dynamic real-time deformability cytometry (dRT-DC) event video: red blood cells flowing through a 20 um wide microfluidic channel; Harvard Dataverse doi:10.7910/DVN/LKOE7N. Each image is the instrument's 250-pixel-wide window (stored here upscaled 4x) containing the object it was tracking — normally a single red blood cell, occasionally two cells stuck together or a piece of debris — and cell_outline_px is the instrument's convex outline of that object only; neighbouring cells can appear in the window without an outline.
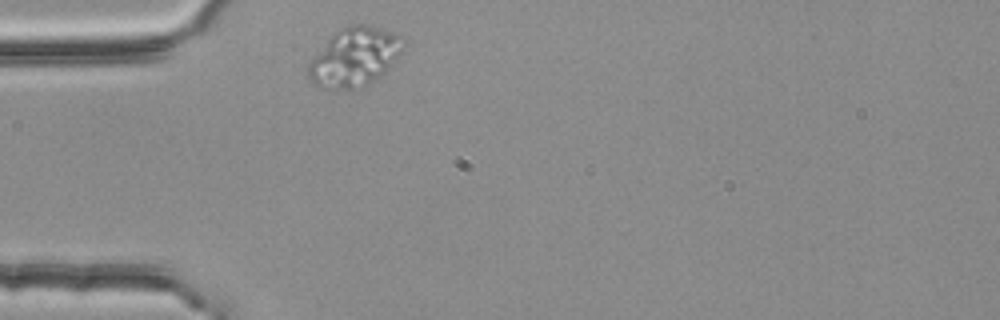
{"species": "common noctule bat (a hibernating species)", "species_latin": "Nyctalus noctula", "temperature_condition": "room temperature", "stored_images_in_passage": 44, "camera_frame_rate_fps": 3000, "um_per_image_px": 0.085, "animal": {"sex": "female", "body_mass_g": 25.1}, "frame": {"image": 1, "passage_image": 1, "time_ms": 0.0, "image_size_px": [1000, 320], "cell_outline_px": [[404, 48], [396, 60], [380, 76], [372, 80], [352, 88], [320, 88], [308, 76], [308, 64], [328, 40], [336, 32], [344, 28], [356, 24], [368, 24], [384, 28], [404, 36]], "centroid_in_image_um": [30.19, 4.8], "position_along_channel_um": 54.8, "area_um2": 31.79}}
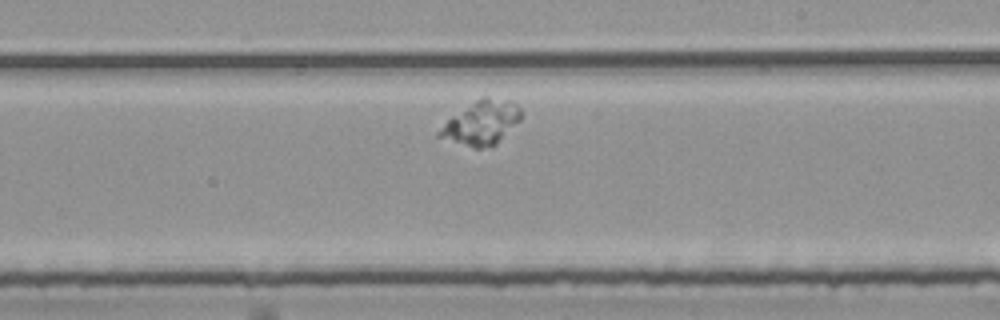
{"frame": {"image": 2, "passage_image": 19, "time_ms": 6.0, "image_size_px": [1000, 320], "cell_outline_px": [[520, 120], [496, 144], [480, 148], [472, 148], [436, 136], [436, 132], [452, 116], [480, 96], [484, 96], [512, 100], [520, 108]], "centroid_in_image_um": [40.92, 10.41], "position_along_channel_um": 248.1, "area_um2": 20.87}}
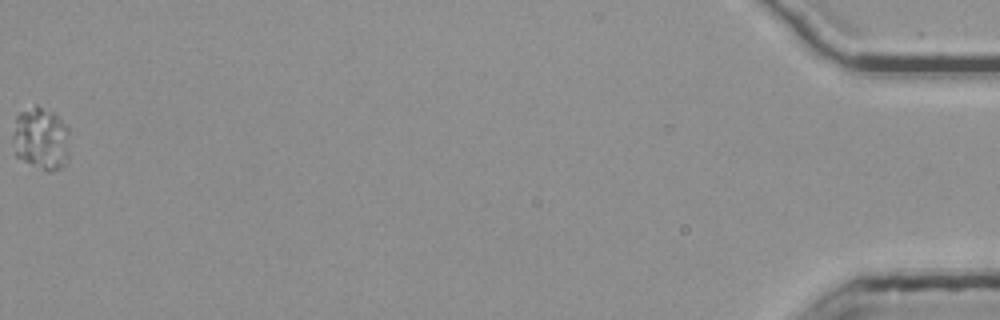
{"frame": {"image": 3, "passage_image": 44, "time_ms": 14.333, "image_size_px": [1000, 320], "cell_outline_px": [[68, 160], [60, 168], [48, 172], [16, 156], [12, 140], [12, 136], [16, 116], [20, 112], [36, 104], [52, 112], [68, 128]], "centroid_in_image_um": [3.47, 11.78], "position_along_channel_um": 431.7, "area_um2": 20.63}}